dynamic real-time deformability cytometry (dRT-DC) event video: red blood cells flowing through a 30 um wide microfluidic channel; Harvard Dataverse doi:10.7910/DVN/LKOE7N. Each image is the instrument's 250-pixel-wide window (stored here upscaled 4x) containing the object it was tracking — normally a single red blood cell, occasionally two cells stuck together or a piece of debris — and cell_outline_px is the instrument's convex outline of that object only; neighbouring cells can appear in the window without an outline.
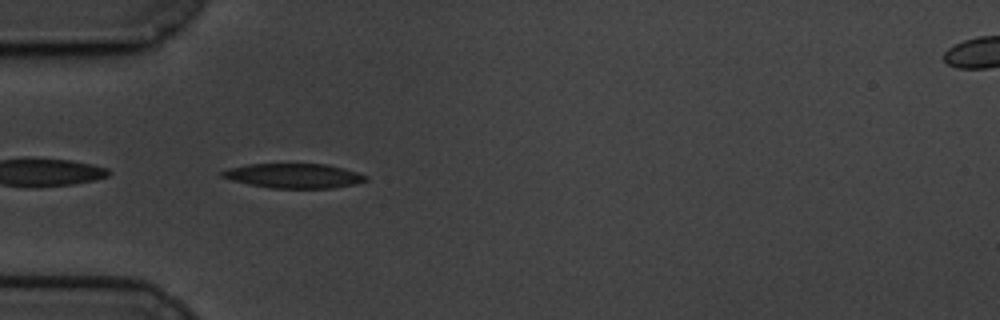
{"species": "common noctule bat (a hibernating species)", "species_latin": "Nyctalus noctula", "temperature_condition": "cold", "stored_images_in_passage": 39, "camera_frame_rate_fps": 3000, "um_per_image_px": 0.085, "animal": {"sex": "male", "body_mass_g": 19.5, "forearm_length_mm": 54.6}, "frame": {"image": 1, "passage_image": 2, "time_ms": 0.333, "image_size_px": [1000, 320], "cell_outline_px": [[368, 180], [356, 184], [332, 188], [272, 188], [232, 180], [220, 176], [216, 172], [228, 168], [248, 164], [328, 164], [344, 168], [368, 176]], "centroid_in_image_um": [24.97, 14.93], "position_along_channel_um": 60.0, "area_um2": 20.63}}
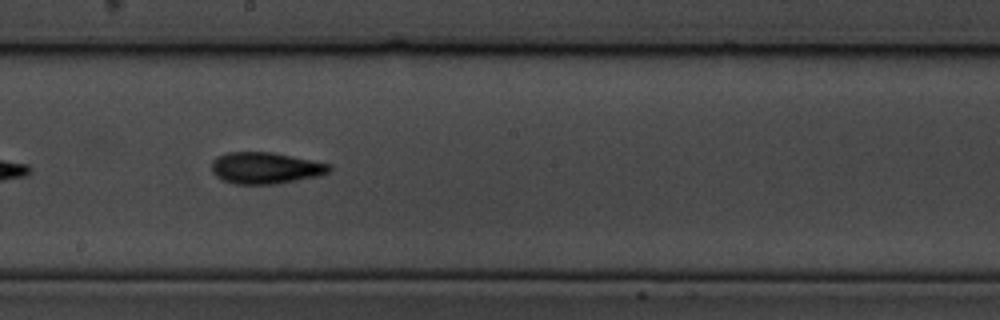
{"frame": {"image": 2, "passage_image": 17, "time_ms": 5.333, "image_size_px": [1000, 320], "cell_outline_px": [[332, 172], [320, 176], [276, 184], [236, 184], [224, 180], [216, 176], [212, 172], [212, 160], [216, 156], [228, 152], [272, 152], [332, 164]], "centroid_in_image_um": [22.61, 14.28], "position_along_channel_um": 225.6, "area_um2": 21.85}}
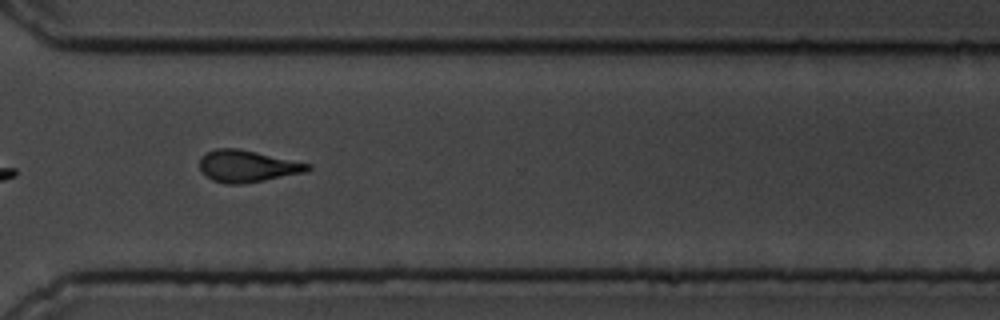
{"frame": {"image": 3, "passage_image": 28, "time_ms": 9.0, "image_size_px": [1000, 320], "cell_outline_px": [[312, 168], [304, 172], [244, 184], [224, 184], [212, 180], [200, 168], [200, 160], [208, 152], [216, 148], [236, 148], [256, 152], [312, 164]], "centroid_in_image_um": [21.04, 14.13], "position_along_channel_um": 349.6, "area_um2": 19.77}, "authors_computed_cell_mechanics": {"area_um2": 20.4034, "velocity_mm_per_s": 3.3933, "shape_relaxation_time_tau1_ms": 3.647, "shape_relaxation_time_tau2_ms": 5.4883, "deformation_change_tau1": 0.1425, "deformation_change_tau2": 0.1516}}